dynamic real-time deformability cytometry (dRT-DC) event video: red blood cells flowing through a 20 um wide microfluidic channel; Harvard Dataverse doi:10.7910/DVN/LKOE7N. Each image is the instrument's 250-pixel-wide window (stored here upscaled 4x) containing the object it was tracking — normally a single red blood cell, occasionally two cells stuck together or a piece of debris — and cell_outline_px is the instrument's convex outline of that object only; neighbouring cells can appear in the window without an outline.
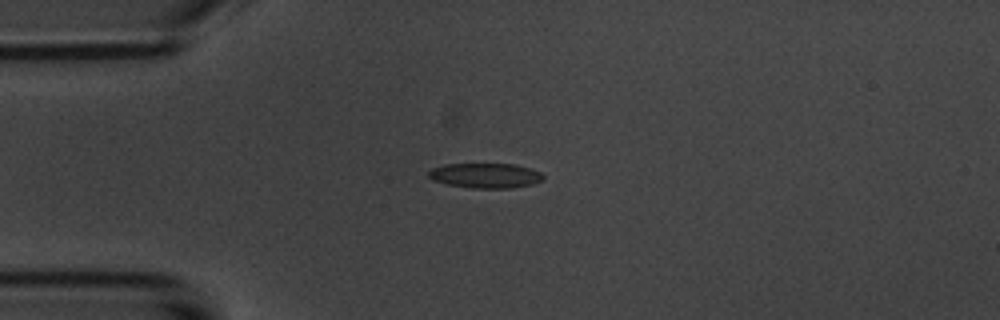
{"species": "common noctule bat (a hibernating species)", "species_latin": "Nyctalus noctula", "temperature_condition": "room temperature", "stored_images_in_passage": 5, "camera_frame_rate_fps": 3000, "um_per_image_px": 0.085, "animal": {"sex": "male", "body_mass_g": 20.1, "forearm_length_mm": 53.5}, "frame": {"image": 1, "passage_image": 3, "time_ms": 2.333, "image_size_px": [1000, 320], "cell_outline_px": [[544, 180], [532, 184], [512, 188], [472, 188], [448, 184], [432, 180], [428, 176], [428, 172], [432, 168], [444, 164], [516, 164], [540, 172], [544, 176]], "centroid_in_image_um": [41.26, 14.92], "position_along_channel_um": 43.7, "area_um2": 16.65}}